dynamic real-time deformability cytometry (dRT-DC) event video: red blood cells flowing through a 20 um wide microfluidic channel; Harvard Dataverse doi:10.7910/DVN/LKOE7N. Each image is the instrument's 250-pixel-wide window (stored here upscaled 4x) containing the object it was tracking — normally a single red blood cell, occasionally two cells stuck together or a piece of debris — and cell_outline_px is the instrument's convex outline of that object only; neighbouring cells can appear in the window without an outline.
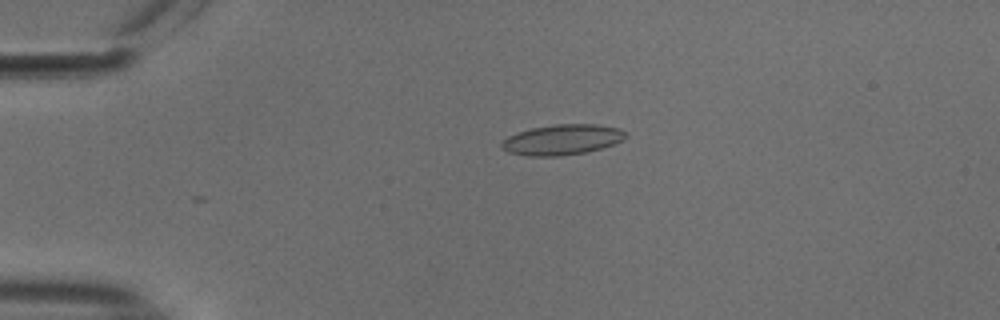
{"species": "common noctule bat (a hibernating species)", "species_latin": "Nyctalus noctula", "temperature_condition": "cold", "stored_images_in_passage": 55, "camera_frame_rate_fps": 3000, "um_per_image_px": 0.085, "animal": {"sex": "male", "body_mass_g": 18.8}, "frame": {"image": 1, "passage_image": 13, "time_ms": 4.0, "image_size_px": [1000, 320], "cell_outline_px": [[628, 136], [624, 140], [600, 148], [584, 152], [560, 156], [528, 156], [508, 152], [500, 144], [508, 136], [516, 132], [532, 128], [556, 124], [596, 124], [620, 128], [628, 132]], "centroid_in_image_um": [47.82, 11.86], "position_along_channel_um": 37.2, "area_um2": 21.96}}
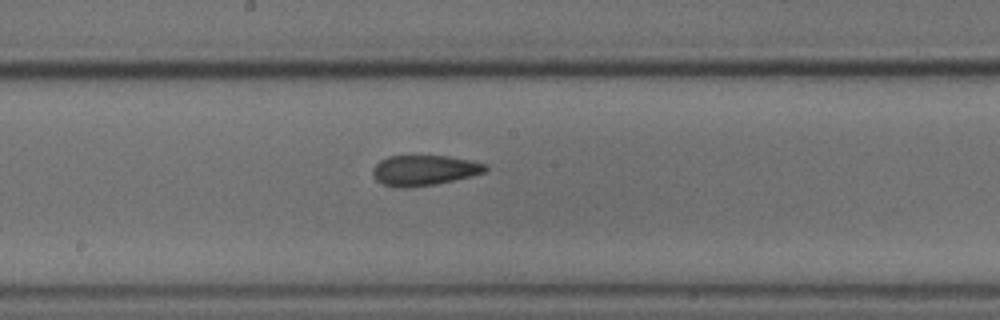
{"frame": {"image": 2, "passage_image": 30, "time_ms": 9.667, "image_size_px": [1000, 320], "cell_outline_px": [[488, 168], [484, 172], [472, 176], [436, 184], [408, 188], [396, 188], [384, 184], [376, 180], [372, 176], [372, 168], [380, 160], [388, 156], [448, 156], [488, 164]], "centroid_in_image_um": [36.03, 14.48], "position_along_channel_um": 212.2, "area_um2": 20.06}}
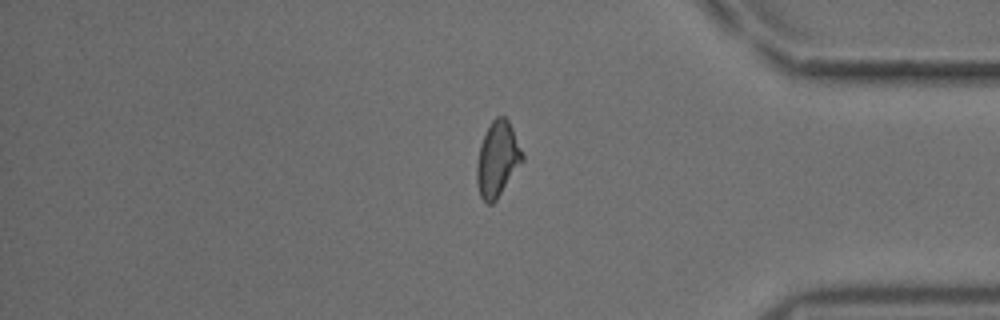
{"frame": {"image": 3, "passage_image": 46, "time_ms": 15.0, "image_size_px": [1000, 320], "cell_outline_px": [[524, 160], [496, 200], [492, 204], [488, 204], [480, 196], [476, 180], [476, 164], [480, 144], [492, 120], [496, 116], [504, 116], [508, 120], [524, 152]], "centroid_in_image_um": [42.29, 13.53], "position_along_channel_um": 392.9, "area_um2": 20.0}, "authors_computed_cell_mechanics": {"area_um2": 19.9988, "velocity_mm_per_s": 3.7637, "shape_relaxation_time_tau1_ms": null, "shape_relaxation_time_tau2_ms": 2.6547, "deformation_change_tau1": null, "deformation_change_tau2": 0.0886}}